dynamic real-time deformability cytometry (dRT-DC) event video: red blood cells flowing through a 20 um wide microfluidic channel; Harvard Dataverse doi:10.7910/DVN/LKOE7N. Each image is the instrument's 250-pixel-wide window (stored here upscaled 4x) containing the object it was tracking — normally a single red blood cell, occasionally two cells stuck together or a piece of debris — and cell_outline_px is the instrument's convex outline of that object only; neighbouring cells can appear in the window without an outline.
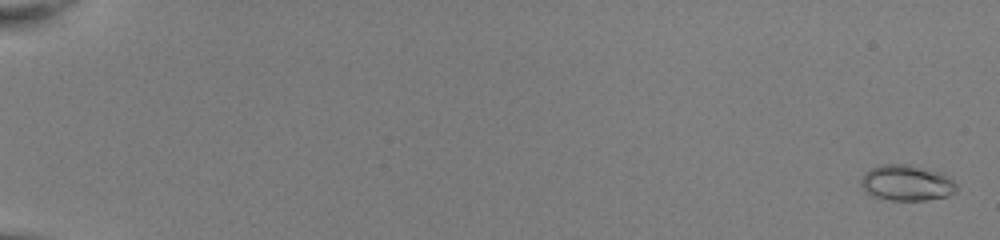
{"species": "common noctule bat (a hibernating species)", "species_latin": "Nyctalus noctula", "temperature_condition": "room temperature", "stored_images_in_passage": 53, "camera_frame_rate_fps": 3000, "um_per_image_px": 0.085, "animal": {"sex": "female", "body_mass_g": 22.0, "forearm_length_mm": 56.7}, "frame": {"image": 1, "passage_image": 2, "time_ms": 0.333, "image_size_px": [1000, 240], "cell_outline_px": [[956, 192], [948, 196], [924, 200], [892, 200], [872, 196], [860, 184], [860, 180], [872, 168], [880, 164], [908, 164], [936, 172], [952, 180], [956, 184]], "centroid_in_image_um": [77.05, 15.56], "position_along_channel_um": 7.9, "area_um2": 19.42}}
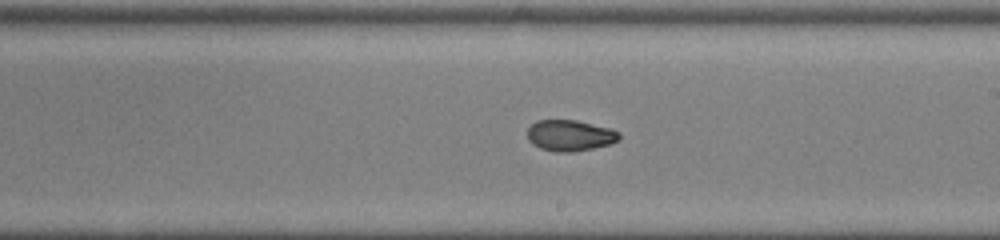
{"frame": {"image": 2, "passage_image": 34, "time_ms": 11.0, "image_size_px": [1000, 240], "cell_outline_px": [[620, 136], [616, 140], [608, 144], [592, 148], [572, 152], [556, 152], [540, 148], [532, 144], [528, 140], [528, 128], [536, 120], [576, 120], [608, 128], [620, 132]], "centroid_in_image_um": [48.4, 11.51], "position_along_channel_um": 240.6, "area_um2": 16.42}}
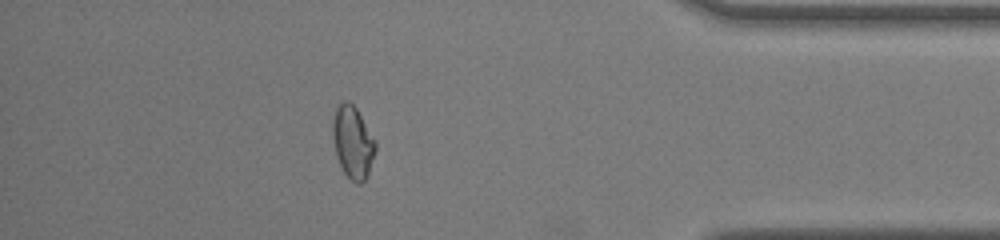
{"frame": {"image": 3, "passage_image": 48, "time_ms": 15.667, "image_size_px": [1000, 240], "cell_outline_px": [[376, 148], [368, 176], [360, 184], [356, 184], [344, 172], [336, 156], [332, 128], [332, 120], [336, 108], [344, 100], [348, 100], [356, 108], [376, 140]], "centroid_in_image_um": [30.0, 12.08], "position_along_channel_um": 405.2, "area_um2": 17.98}, "authors_computed_cell_mechanics": {"area_um2": 17.5134, "velocity_mm_per_s": 4.0833, "shape_relaxation_time_tau1_ms": 10.8556, "shape_relaxation_time_tau2_ms": 2.2114, "deformation_change_tau1": 0.2455, "deformation_change_tau2": 0.0611}}